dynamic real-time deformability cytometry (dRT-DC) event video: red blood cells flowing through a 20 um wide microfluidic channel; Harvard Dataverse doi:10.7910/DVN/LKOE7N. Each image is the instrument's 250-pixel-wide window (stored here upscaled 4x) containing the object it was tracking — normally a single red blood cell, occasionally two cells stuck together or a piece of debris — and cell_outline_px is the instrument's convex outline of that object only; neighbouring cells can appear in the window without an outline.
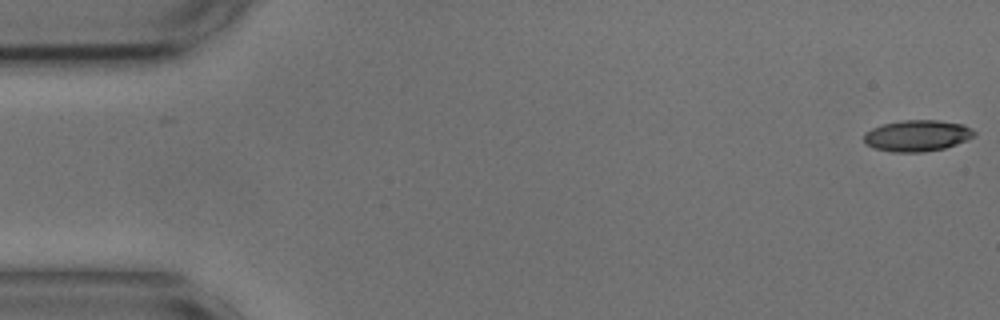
{"species": "common noctule bat (a hibernating species)", "species_latin": "Nyctalus noctula", "temperature_condition": "cold", "stored_images_in_passage": 54, "camera_frame_rate_fps": 3000, "um_per_image_px": 0.085, "animal": {"sex": "male", "body_mass_g": 17.9, "forearm_length_mm": 54.2}, "frame": {"image": 1, "passage_image": 1, "time_ms": 0.0, "image_size_px": [1000, 320], "cell_outline_px": [[976, 136], [956, 144], [944, 148], [924, 152], [892, 152], [872, 148], [864, 144], [864, 132], [872, 128], [884, 124], [900, 120], [940, 120], [964, 124], [976, 132]], "centroid_in_image_um": [77.95, 11.53], "position_along_channel_um": 7.1, "area_um2": 20.35}}
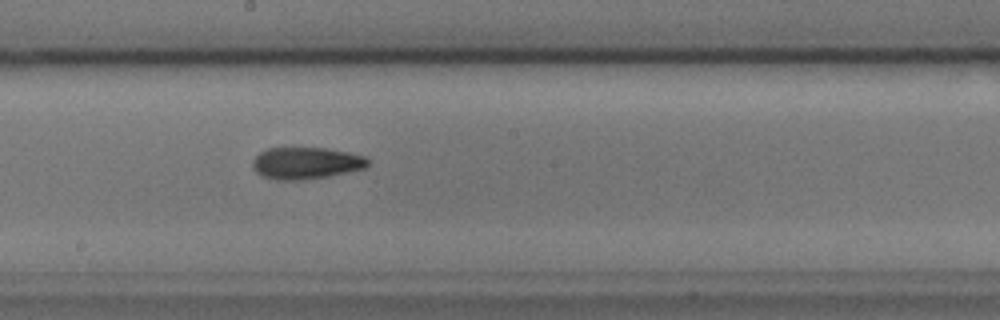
{"frame": {"image": 2, "passage_image": 29, "time_ms": 9.333, "image_size_px": [1000, 320], "cell_outline_px": [[368, 164], [364, 168], [348, 172], [328, 176], [300, 180], [276, 180], [264, 176], [256, 172], [252, 168], [252, 160], [260, 152], [268, 148], [324, 148], [348, 152], [364, 156], [368, 160]], "centroid_in_image_um": [25.98, 13.86], "position_along_channel_um": 222.2, "area_um2": 21.27}}
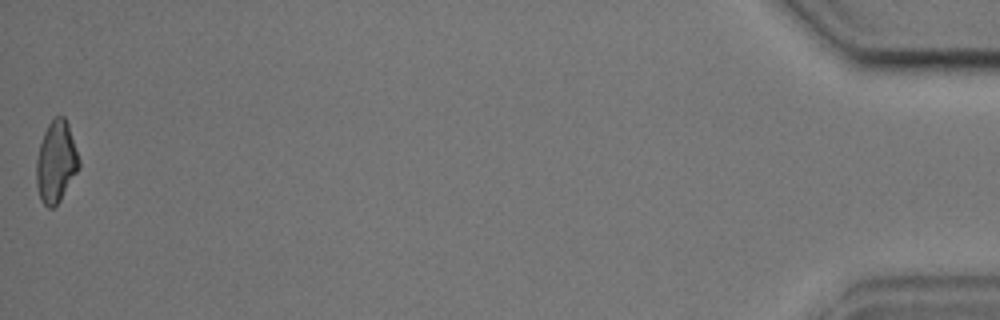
{"frame": {"image": 3, "passage_image": 54, "time_ms": 17.667, "image_size_px": [1000, 320], "cell_outline_px": [[80, 168], [60, 200], [52, 208], [48, 208], [40, 200], [36, 184], [36, 160], [40, 144], [44, 132], [48, 124], [56, 116], [64, 116], [68, 124], [80, 160]], "centroid_in_image_um": [4.77, 13.77], "position_along_channel_um": 430.4, "area_um2": 20.23}, "authors_computed_cell_mechanics": {"area_um2": 20.4612, "velocity_mm_per_s": 3.6795, "shape_relaxation_time_tau1_ms": 7.183, "shape_relaxation_time_tau2_ms": 4.8654, "deformation_change_tau1": 0.2057, "deformation_change_tau2": 0.132}}